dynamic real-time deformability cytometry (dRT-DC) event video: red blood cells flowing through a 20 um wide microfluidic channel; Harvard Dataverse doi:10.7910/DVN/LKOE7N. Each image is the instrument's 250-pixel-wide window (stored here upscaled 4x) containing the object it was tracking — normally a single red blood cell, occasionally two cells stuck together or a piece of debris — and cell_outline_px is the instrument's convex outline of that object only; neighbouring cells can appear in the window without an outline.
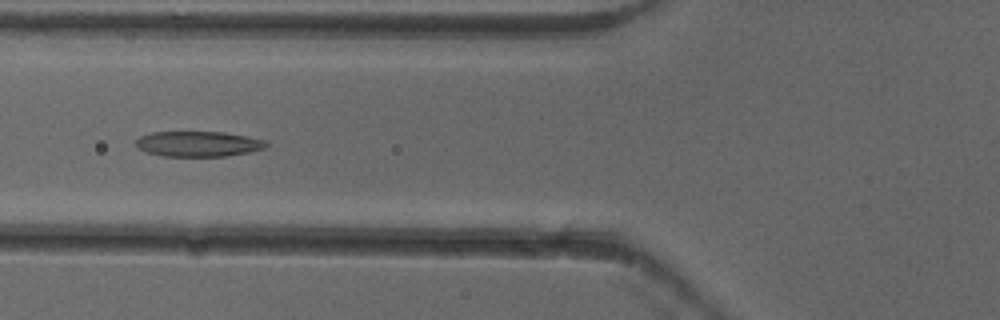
{"species": "common noctule bat (a hibernating species)", "species_latin": "Nyctalus noctula", "temperature_condition": "cold", "stored_images_in_passage": 6, "camera_frame_rate_fps": 3000, "um_per_image_px": 0.085, "animal": {"sex": "female"}, "frame": {"image": 1, "passage_image": 6, "time_ms": 1.667, "image_size_px": [1000, 320], "cell_outline_px": [[268, 144], [264, 148], [248, 152], [224, 156], [164, 156], [144, 152], [136, 148], [136, 140], [140, 136], [152, 132], [224, 132], [248, 136], [268, 140]], "centroid_in_image_um": [16.84, 12.23], "position_along_channel_um": 109.0, "area_um2": 19.36}}